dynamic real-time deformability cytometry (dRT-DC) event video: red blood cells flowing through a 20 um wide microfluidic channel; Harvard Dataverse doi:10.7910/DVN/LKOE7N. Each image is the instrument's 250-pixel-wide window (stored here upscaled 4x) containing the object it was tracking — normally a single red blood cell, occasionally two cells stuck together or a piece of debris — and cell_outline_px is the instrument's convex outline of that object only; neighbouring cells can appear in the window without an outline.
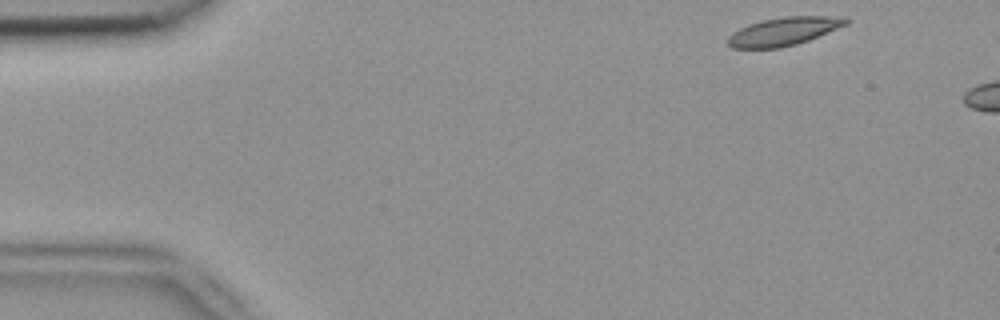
{"species": "common noctule bat (a hibernating species)", "species_latin": "Nyctalus noctula", "temperature_condition": "room temperature", "stored_images_in_passage": 3, "camera_frame_rate_fps": 3000, "um_per_image_px": 0.085, "animal": {"sex": "female", "body_mass_g": 18.4}, "frame": {"image": 1, "passage_image": 1, "time_ms": 0.0, "image_size_px": [1000, 320], "cell_outline_px": [[852, 20], [848, 24], [808, 40], [796, 44], [780, 48], [732, 48], [728, 44], [728, 36], [732, 32], [748, 24], [764, 20], [784, 16], [848, 16]], "centroid_in_image_um": [66.67, 2.65], "position_along_channel_um": 18.3, "area_um2": 19.54}}